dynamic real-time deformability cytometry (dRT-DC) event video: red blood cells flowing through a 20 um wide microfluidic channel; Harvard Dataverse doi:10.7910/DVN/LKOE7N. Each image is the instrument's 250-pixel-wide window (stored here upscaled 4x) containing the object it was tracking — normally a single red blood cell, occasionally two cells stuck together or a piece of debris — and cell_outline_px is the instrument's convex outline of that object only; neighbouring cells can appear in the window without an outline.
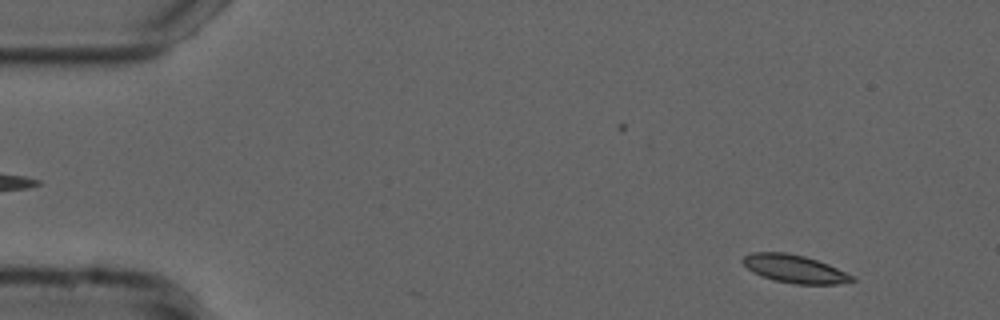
{"species": "common noctule bat (a hibernating species)", "species_latin": "Nyctalus noctula", "temperature_condition": "cold", "stored_images_in_passage": 7, "camera_frame_rate_fps": 3000, "um_per_image_px": 0.085, "animal": {"sex": "male", "forearm_length_mm": 52.5}, "frame": {"image": 1, "passage_image": 5, "time_ms": 1.333, "image_size_px": [1000, 320], "cell_outline_px": [[856, 280], [836, 284], [796, 284], [772, 280], [752, 272], [740, 260], [744, 256], [752, 252], [784, 252], [804, 256], [828, 264], [856, 276]], "centroid_in_image_um": [67.54, 22.85], "position_along_channel_um": 17.5, "area_um2": 17.86}}